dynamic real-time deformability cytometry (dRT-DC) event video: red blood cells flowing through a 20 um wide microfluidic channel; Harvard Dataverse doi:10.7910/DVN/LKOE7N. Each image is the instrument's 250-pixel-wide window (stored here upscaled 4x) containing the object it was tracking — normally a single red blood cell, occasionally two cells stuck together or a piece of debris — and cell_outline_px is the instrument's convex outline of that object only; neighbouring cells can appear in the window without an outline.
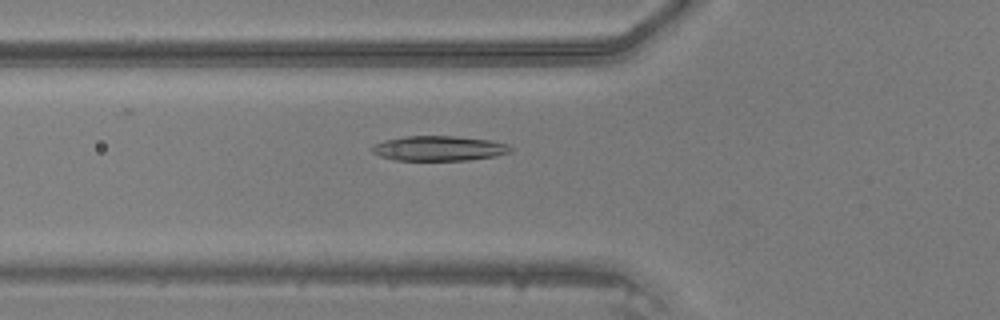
{"species": "common noctule bat (a hibernating species)", "species_latin": "Nyctalus noctula", "temperature_condition": "warm", "stored_images_in_passage": 26, "camera_frame_rate_fps": 3000, "um_per_image_px": 0.085, "animal": {"sex": "male", "body_mass_g": 20.5, "forearm_length_mm": 52.5}, "frame": {"image": 1, "passage_image": 5, "time_ms": 1.333, "image_size_px": [1000, 320], "cell_outline_px": [[512, 152], [496, 156], [468, 160], [396, 160], [380, 156], [372, 152], [368, 148], [372, 144], [384, 140], [404, 136], [452, 136], [488, 140], [508, 144], [512, 148]], "centroid_in_image_um": [37.27, 12.61], "position_along_channel_um": 88.5, "area_um2": 20.23}}
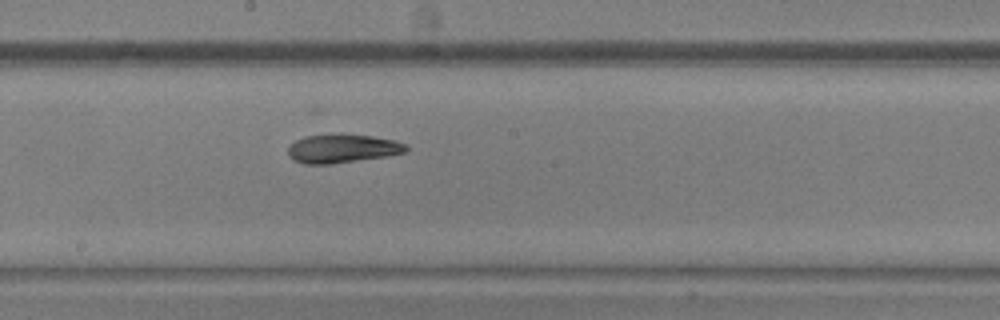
{"frame": {"image": 2, "passage_image": 14, "time_ms": 4.333, "image_size_px": [1000, 320], "cell_outline_px": [[408, 148], [404, 152], [388, 156], [332, 164], [304, 164], [292, 160], [288, 156], [288, 148], [296, 140], [304, 136], [340, 132], [372, 136], [396, 140], [408, 144]], "centroid_in_image_um": [29.1, 12.6], "position_along_channel_um": 219.1, "area_um2": 20.29}}
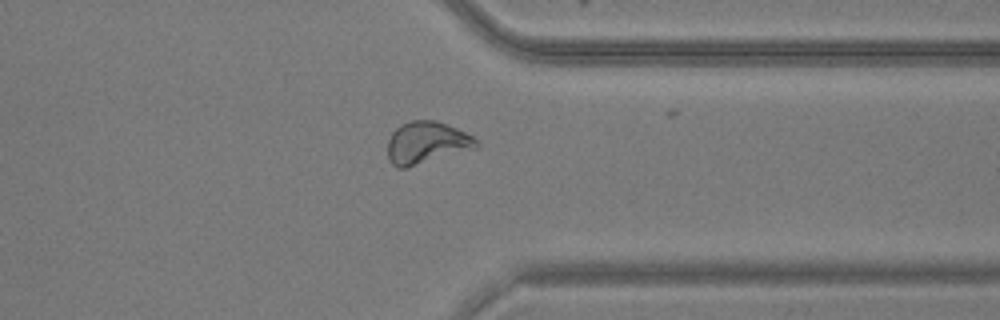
{"frame": {"image": 3, "passage_image": 25, "time_ms": 8.0, "image_size_px": [1000, 320], "cell_outline_px": [[480, 144], [476, 148], [404, 168], [396, 168], [388, 160], [388, 140], [392, 132], [400, 124], [412, 120], [436, 120], [456, 128], [472, 136]], "centroid_in_image_um": [36.23, 12.12], "position_along_channel_um": 375.2, "area_um2": 21.62}}